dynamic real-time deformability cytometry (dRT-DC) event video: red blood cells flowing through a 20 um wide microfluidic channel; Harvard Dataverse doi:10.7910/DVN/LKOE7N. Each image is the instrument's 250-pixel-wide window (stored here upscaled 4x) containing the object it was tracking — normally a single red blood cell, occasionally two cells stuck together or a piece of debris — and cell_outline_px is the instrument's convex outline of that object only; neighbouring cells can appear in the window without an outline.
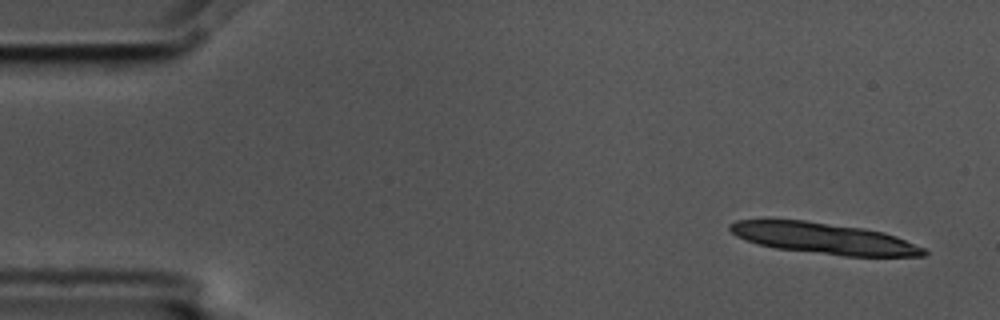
{"species": "common noctule bat (a hibernating species)", "species_latin": "Nyctalus noctula", "temperature_condition": "cold", "stored_images_in_passage": 6, "camera_frame_rate_fps": 3000, "um_per_image_px": 0.085, "animal": {"sex": "male", "body_mass_g": 17.5, "forearm_length_mm": 52.3}, "frame": {"image": 1, "passage_image": 1, "time_ms": 0.0, "image_size_px": [1000, 320], "cell_outline_px": [[928, 252], [924, 256], [844, 256], [776, 248], [744, 240], [736, 236], [728, 228], [728, 224], [736, 220], [804, 220], [864, 228], [884, 232], [896, 236], [924, 248]], "centroid_in_image_um": [70.03, 20.26], "position_along_channel_um": 15.0, "area_um2": 34.97}}
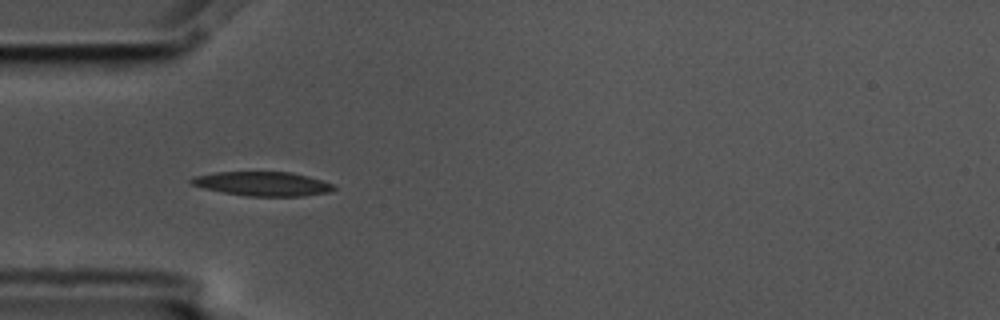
{"frame": {"image": 2, "passage_image": 5, "time_ms": 1.333, "image_size_px": [1000, 320], "cell_outline_px": [[336, 188], [332, 192], [304, 196], [248, 196], [224, 192], [204, 188], [192, 184], [188, 180], [192, 176], [216, 172], [292, 172], [308, 176], [332, 184]], "centroid_in_image_um": [22.33, 15.62], "position_along_channel_um": 62.7, "area_um2": 20.06}}